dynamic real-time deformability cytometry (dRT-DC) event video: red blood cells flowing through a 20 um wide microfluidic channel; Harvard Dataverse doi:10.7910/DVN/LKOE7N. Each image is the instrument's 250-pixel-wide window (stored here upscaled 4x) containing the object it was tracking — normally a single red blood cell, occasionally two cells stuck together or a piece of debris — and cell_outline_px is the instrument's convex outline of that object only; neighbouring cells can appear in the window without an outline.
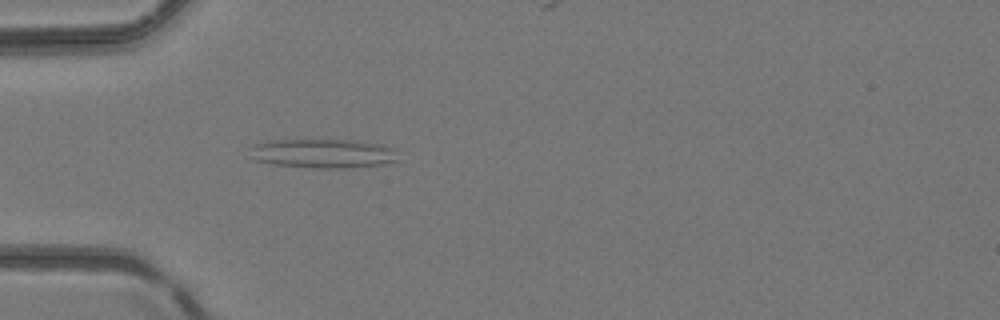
{"species": "common noctule bat (a hibernating species)", "species_latin": "Nyctalus noctula", "temperature_condition": "room temperature", "stored_images_in_passage": 5, "camera_frame_rate_fps": 3000, "um_per_image_px": 0.085, "animal": {"sex": "female", "body_mass_g": 24.6, "forearm_length_mm": 56.2}, "frame": {"image": 1, "passage_image": 5, "time_ms": 1.333, "image_size_px": [1000, 320], "cell_outline_px": [[396, 160], [380, 164], [348, 168], [316, 168], [272, 164], [256, 160], [248, 156], [248, 148], [252, 144], [268, 140], [364, 140], [396, 148]], "centroid_in_image_um": [27.39, 13.03], "position_along_channel_um": 57.6, "area_um2": 25.55}}